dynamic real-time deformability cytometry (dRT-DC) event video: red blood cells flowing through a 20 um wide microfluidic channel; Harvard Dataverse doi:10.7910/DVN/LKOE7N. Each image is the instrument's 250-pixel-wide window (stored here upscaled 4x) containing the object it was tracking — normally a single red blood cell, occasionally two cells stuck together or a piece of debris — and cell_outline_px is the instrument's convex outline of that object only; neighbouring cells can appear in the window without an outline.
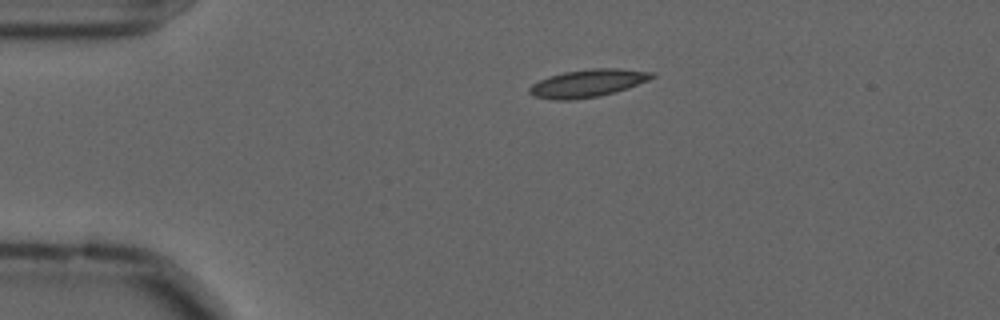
{"species": "common noctule bat (a hibernating species)", "species_latin": "Nyctalus noctula", "temperature_condition": "cold", "stored_images_in_passage": 46, "camera_frame_rate_fps": 3000, "um_per_image_px": 0.085, "animal": {"sex": "male", "forearm_length_mm": 52.5}, "frame": {"image": 1, "passage_image": 1, "time_ms": 0.0, "image_size_px": [1000, 320], "cell_outline_px": [[656, 76], [648, 80], [628, 88], [600, 96], [572, 100], [552, 100], [532, 96], [528, 92], [528, 88], [532, 84], [548, 76], [564, 72], [592, 68], [616, 68], [656, 72]], "centroid_in_image_um": [49.95, 7.08], "position_along_channel_um": 35.1, "area_um2": 19.94}}
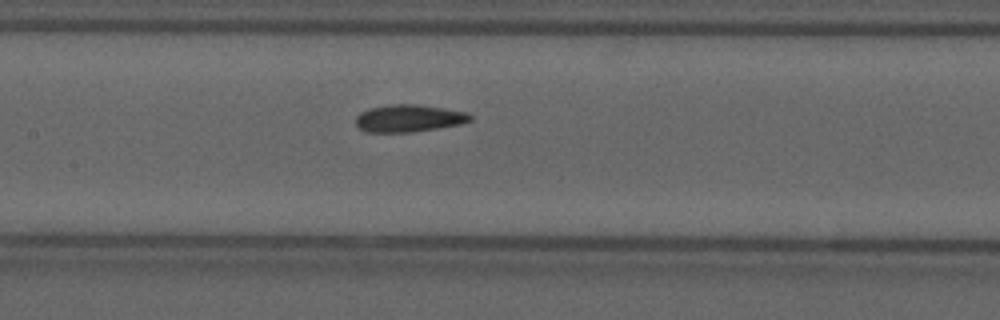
{"frame": {"image": 2, "passage_image": 16, "time_ms": 5.0, "image_size_px": [1000, 320], "cell_outline_px": [[472, 120], [460, 124], [412, 132], [364, 132], [356, 124], [356, 116], [360, 112], [368, 108], [392, 104], [416, 104], [468, 112], [472, 116]], "centroid_in_image_um": [34.73, 10.05], "position_along_channel_um": 172.7, "area_um2": 18.21}}
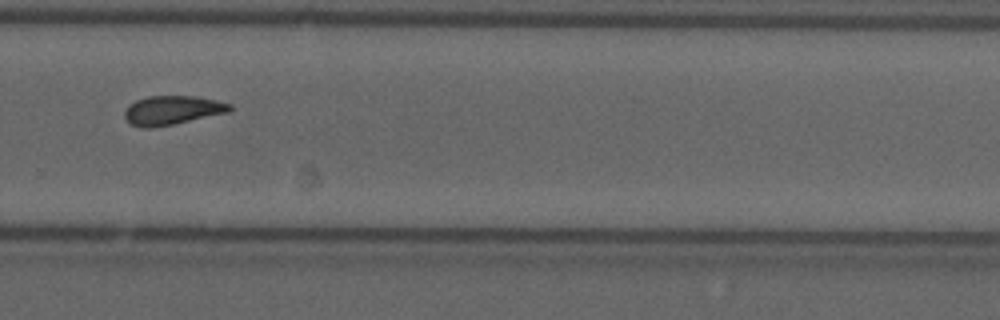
{"frame": {"image": 3, "passage_image": 28, "time_ms": 9.0, "image_size_px": [1000, 320], "cell_outline_px": [[232, 108], [228, 112], [172, 124], [152, 128], [140, 128], [132, 124], [124, 116], [124, 112], [136, 100], [148, 96], [196, 96], [216, 100], [232, 104]], "centroid_in_image_um": [14.65, 9.36], "position_along_channel_um": 315.2, "area_um2": 17.51}, "authors_computed_cell_mechanics": {"area_um2": 17.7157, "velocity_mm_per_s": 3.5749, "shape_relaxation_time_tau1_ms": 6.311, "shape_relaxation_time_tau2_ms": 3.3855, "deformation_change_tau1": 0.1312, "deformation_change_tau2": 0.0924}}